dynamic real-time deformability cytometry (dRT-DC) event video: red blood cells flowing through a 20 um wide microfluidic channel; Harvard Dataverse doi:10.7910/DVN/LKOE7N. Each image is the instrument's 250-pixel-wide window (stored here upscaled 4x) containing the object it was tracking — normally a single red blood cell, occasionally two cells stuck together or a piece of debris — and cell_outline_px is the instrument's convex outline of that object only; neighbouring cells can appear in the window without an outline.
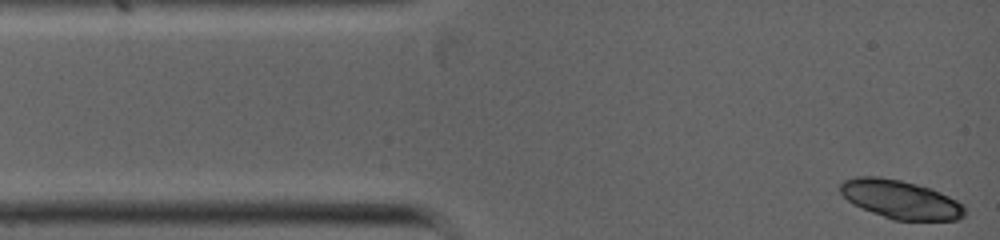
{"species": "common noctule bat (a hibernating species)", "species_latin": "Nyctalus noctula", "temperature_condition": "warm", "stored_images_in_passage": 4, "camera_frame_rate_fps": 5000, "um_per_image_px": 0.085, "animal": {"sex": "female", "body_mass_g": 19.0, "forearm_length_mm": 53.3}, "frame": {"image": 1, "passage_image": 1, "time_ms": 0.0, "image_size_px": [1000, 240], "cell_outline_px": [[964, 216], [960, 220], [892, 220], [852, 204], [840, 192], [840, 184], [844, 180], [856, 176], [880, 176], [900, 180], [932, 188], [964, 204]], "centroid_in_image_um": [76.54, 16.95], "position_along_channel_um": 8.5, "area_um2": 28.03}}